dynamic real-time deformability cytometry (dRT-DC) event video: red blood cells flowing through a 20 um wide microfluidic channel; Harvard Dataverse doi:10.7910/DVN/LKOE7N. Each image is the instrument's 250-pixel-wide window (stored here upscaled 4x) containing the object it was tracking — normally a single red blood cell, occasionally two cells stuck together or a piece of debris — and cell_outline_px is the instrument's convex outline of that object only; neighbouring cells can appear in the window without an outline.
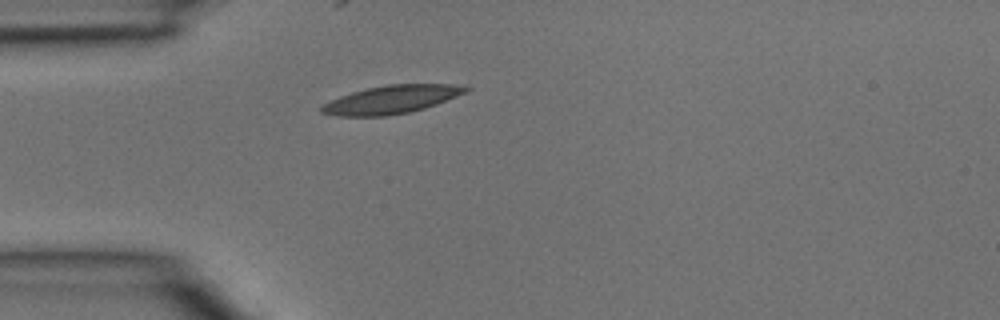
{"species": "common noctule bat (a hibernating species)", "species_latin": "Nyctalus noctula", "temperature_condition": "room temperature", "stored_images_in_passage": 1, "camera_frame_rate_fps": 3000, "um_per_image_px": 0.085, "animal": {"sex": "male", "body_mass_g": 15.6}, "frame": {"image": 1, "passage_image": 1, "time_ms": 0.0, "image_size_px": [1000, 320], "cell_outline_px": [[472, 88], [456, 96], [436, 104], [424, 108], [408, 112], [388, 116], [340, 116], [320, 112], [320, 108], [324, 104], [340, 96], [352, 92], [368, 88], [388, 84], [452, 84]], "centroid_in_image_um": [33.25, 8.46], "position_along_channel_um": 51.7, "area_um2": 23.29}}